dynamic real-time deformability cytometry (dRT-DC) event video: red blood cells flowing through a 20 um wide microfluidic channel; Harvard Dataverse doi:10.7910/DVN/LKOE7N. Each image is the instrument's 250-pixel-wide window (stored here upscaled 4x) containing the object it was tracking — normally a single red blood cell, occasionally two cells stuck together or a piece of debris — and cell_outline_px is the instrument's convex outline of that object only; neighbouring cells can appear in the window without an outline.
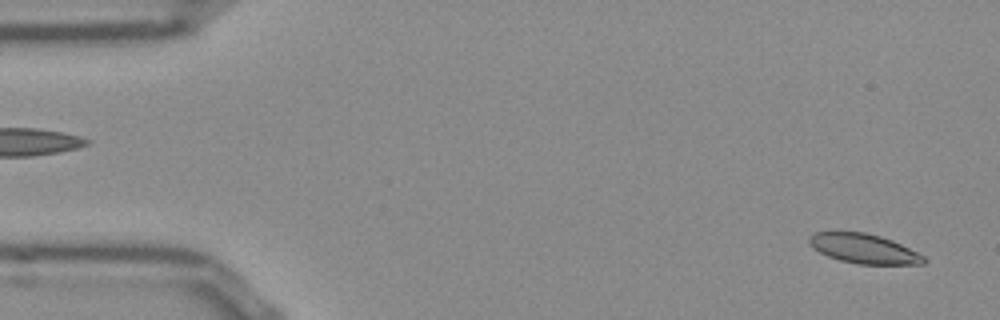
{"species": "Egyptian fruit bat (a non-hibernating species)", "species_latin": "Rousettus aegyptiacus", "temperature_condition": "room temperature", "stored_images_in_passage": 15, "camera_frame_rate_fps": 3000, "um_per_image_px": 0.085, "frame": {"image": 1, "passage_image": 3, "time_ms": 0.667, "image_size_px": [1000, 320], "cell_outline_px": [[928, 260], [924, 264], [856, 264], [840, 260], [828, 256], [812, 248], [808, 244], [808, 236], [816, 232], [864, 232], [880, 236], [892, 240], [924, 256]], "centroid_in_image_um": [73.4, 21.14], "position_along_channel_um": 11.6, "area_um2": 19.71}}
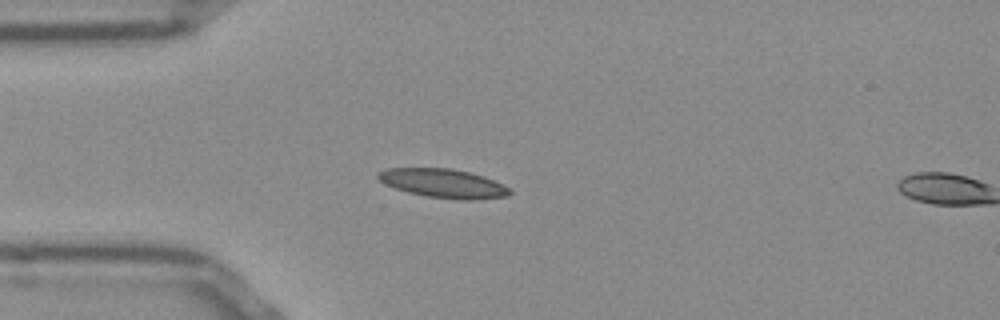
{"frame": {"image": 2, "passage_image": 14, "time_ms": 4.333, "image_size_px": [1000, 320], "cell_outline_px": [[512, 192], [508, 196], [472, 200], [460, 200], [428, 196], [408, 192], [384, 184], [376, 176], [380, 172], [388, 168], [448, 168], [468, 172], [492, 180], [508, 188]], "centroid_in_image_um": [37.66, 15.59], "position_along_channel_um": 47.3, "area_um2": 21.73}}